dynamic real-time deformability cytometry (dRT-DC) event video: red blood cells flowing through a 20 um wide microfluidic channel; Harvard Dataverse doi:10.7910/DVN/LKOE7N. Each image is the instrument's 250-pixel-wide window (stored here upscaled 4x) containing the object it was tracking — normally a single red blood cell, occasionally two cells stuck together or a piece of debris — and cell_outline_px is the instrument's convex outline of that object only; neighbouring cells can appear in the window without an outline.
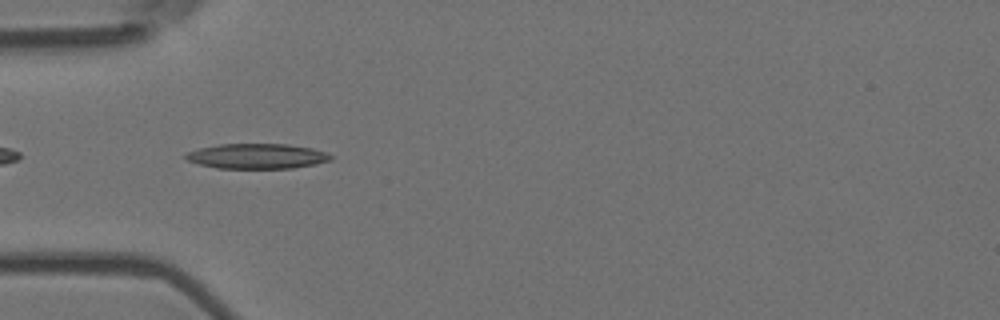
{"species": "Egyptian fruit bat (a non-hibernating species)", "species_latin": "Rousettus aegyptiacus", "temperature_condition": "room temperature", "stored_images_in_passage": 40, "camera_frame_rate_fps": 3000, "um_per_image_px": 0.085, "animal": {"sex": "female"}, "frame": {"image": 1, "passage_image": 2, "time_ms": 0.333, "image_size_px": [1000, 320], "cell_outline_px": [[332, 160], [316, 164], [292, 168], [216, 168], [200, 164], [188, 160], [184, 156], [188, 152], [200, 148], [220, 144], [288, 144], [312, 148], [324, 152], [332, 156]], "centroid_in_image_um": [21.87, 13.27], "position_along_channel_um": 63.1, "area_um2": 21.04}}
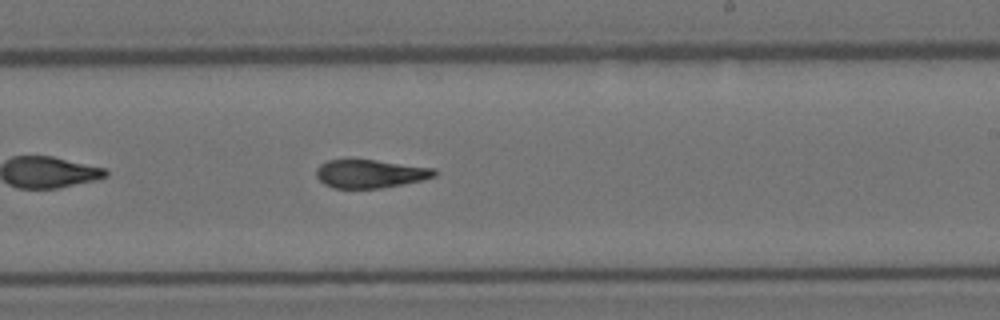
{"frame": {"image": 2, "passage_image": 18, "time_ms": 5.667, "image_size_px": [1000, 320], "cell_outline_px": [[440, 172], [436, 176], [424, 180], [380, 188], [332, 188], [324, 184], [316, 176], [316, 168], [320, 164], [328, 160], [376, 160], [436, 168]], "centroid_in_image_um": [31.51, 14.77], "position_along_channel_um": 257.5, "area_um2": 19.65}}
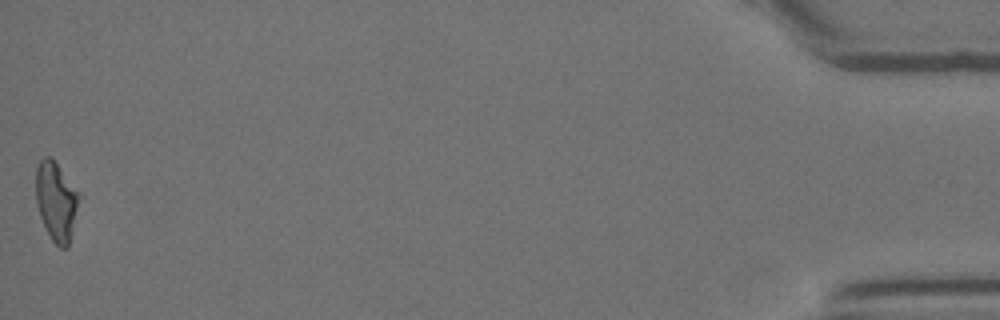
{"frame": {"image": 3, "passage_image": 40, "time_ms": 13.0, "image_size_px": [1000, 320], "cell_outline_px": [[80, 196], [68, 248], [60, 248], [52, 240], [40, 216], [36, 204], [36, 168], [40, 160], [44, 156], [48, 156], [56, 164], [80, 192]], "centroid_in_image_um": [4.77, 17.11], "position_along_channel_um": 430.4, "area_um2": 19.59}, "authors_computed_cell_mechanics": {"area_um2": 20.4612, "velocity_mm_per_s": 3.6621, "shape_relaxation_time_tau1_ms": 7.6386, "shape_relaxation_time_tau2_ms": 3.1694, "deformation_change_tau1": 0.2144, "deformation_change_tau2": 0.1182}}